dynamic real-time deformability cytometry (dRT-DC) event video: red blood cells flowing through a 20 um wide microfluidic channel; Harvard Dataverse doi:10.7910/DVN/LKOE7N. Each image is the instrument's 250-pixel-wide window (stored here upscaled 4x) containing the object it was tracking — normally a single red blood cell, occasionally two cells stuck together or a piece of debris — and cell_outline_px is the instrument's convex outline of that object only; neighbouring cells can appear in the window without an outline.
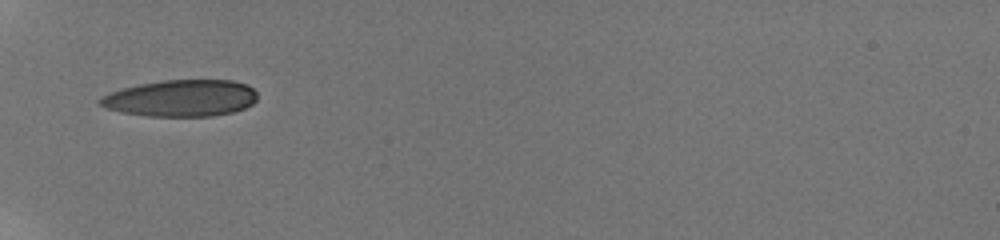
{"species": "human", "species_latin": "Homo sapiens", "temperature_condition": "room temperature", "stored_images_in_passage": 35, "camera_frame_rate_fps": 3000, "um_per_image_px": 0.085, "donor": {"sex": "male"}, "frame": {"image": 1, "passage_image": 1, "time_ms": 0.0, "image_size_px": [1000, 240], "cell_outline_px": [[256, 100], [252, 104], [244, 108], [232, 112], [212, 116], [144, 116], [120, 112], [96, 104], [96, 100], [100, 96], [124, 88], [140, 84], [164, 80], [232, 80], [248, 84], [256, 92]], "centroid_in_image_um": [15.36, 8.35], "position_along_channel_um": 69.6, "area_um2": 33.76}}
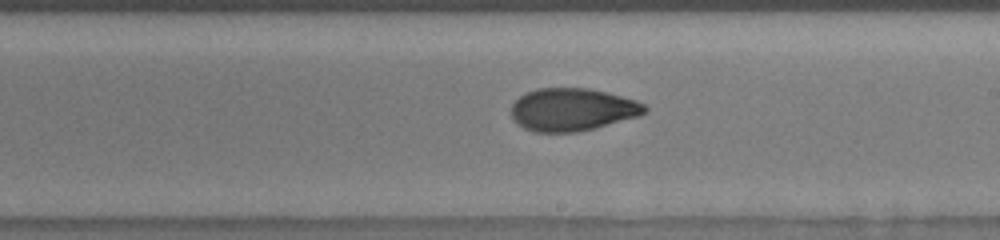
{"frame": {"image": 2, "passage_image": 15, "time_ms": 4.667, "image_size_px": [1000, 240], "cell_outline_px": [[648, 112], [640, 116], [576, 132], [532, 132], [516, 124], [512, 120], [512, 104], [520, 96], [536, 88], [588, 88], [608, 92], [636, 100], [644, 104], [648, 108]], "centroid_in_image_um": [48.65, 9.31], "position_along_channel_um": 240.3, "area_um2": 33.35}}
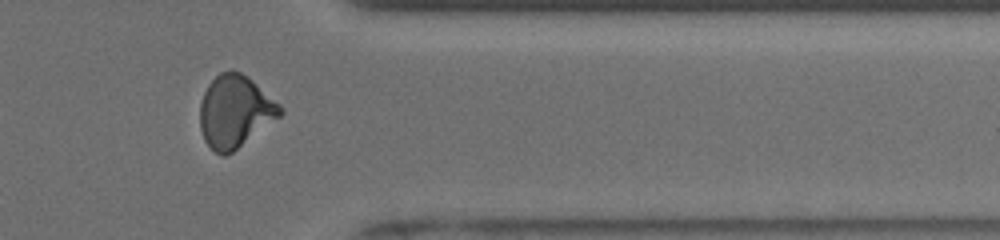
{"frame": {"image": 3, "passage_image": 27, "time_ms": 8.667, "image_size_px": [1000, 240], "cell_outline_px": [[284, 112], [280, 116], [232, 152], [224, 156], [216, 152], [204, 140], [200, 128], [200, 104], [204, 92], [208, 84], [220, 72], [240, 72], [248, 76], [280, 104], [284, 108]], "centroid_in_image_um": [19.98, 9.47], "position_along_channel_um": 391.4, "area_um2": 33.41}, "authors_computed_cell_mechanics": {"area_um2": 33.0038, "velocity_mm_per_s": 3.8668, "shape_relaxation_time_tau1_ms": 5.4049, "shape_relaxation_time_tau2_ms": 1.6275, "deformation_change_tau1": 0.1889, "deformation_change_tau2": 0.0687}}